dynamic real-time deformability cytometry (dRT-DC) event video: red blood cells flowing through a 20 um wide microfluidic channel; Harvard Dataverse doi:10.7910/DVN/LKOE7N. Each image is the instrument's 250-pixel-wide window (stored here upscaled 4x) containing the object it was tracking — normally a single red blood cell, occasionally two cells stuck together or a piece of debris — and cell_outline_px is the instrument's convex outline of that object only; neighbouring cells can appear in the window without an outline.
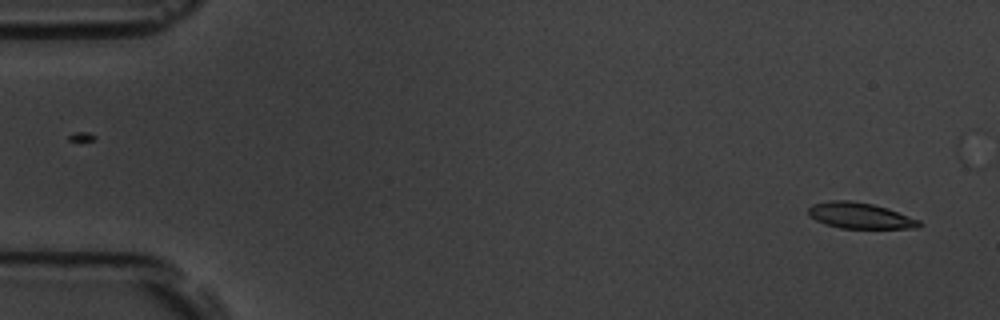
{"species": "common noctule bat (a hibernating species)", "species_latin": "Nyctalus noctula", "temperature_condition": "room temperature", "stored_images_in_passage": 4, "segment_of_instrument_passage": [2, 2], "camera_frame_rate_fps": 3000, "um_per_image_px": 0.085, "animal": {"sex": "male", "body_mass_g": 19.5, "forearm_length_mm": 54.6}, "frame": {"image": 1, "passage_image": 4, "time_ms": 3.333, "image_size_px": [1000, 320], "cell_outline_px": [[924, 224], [916, 228], [840, 228], [824, 224], [808, 216], [808, 208], [812, 204], [828, 200], [848, 200], [872, 204], [888, 208], [920, 220]], "centroid_in_image_um": [73.08, 18.32], "position_along_channel_um": 11.9, "area_um2": 16.88}}